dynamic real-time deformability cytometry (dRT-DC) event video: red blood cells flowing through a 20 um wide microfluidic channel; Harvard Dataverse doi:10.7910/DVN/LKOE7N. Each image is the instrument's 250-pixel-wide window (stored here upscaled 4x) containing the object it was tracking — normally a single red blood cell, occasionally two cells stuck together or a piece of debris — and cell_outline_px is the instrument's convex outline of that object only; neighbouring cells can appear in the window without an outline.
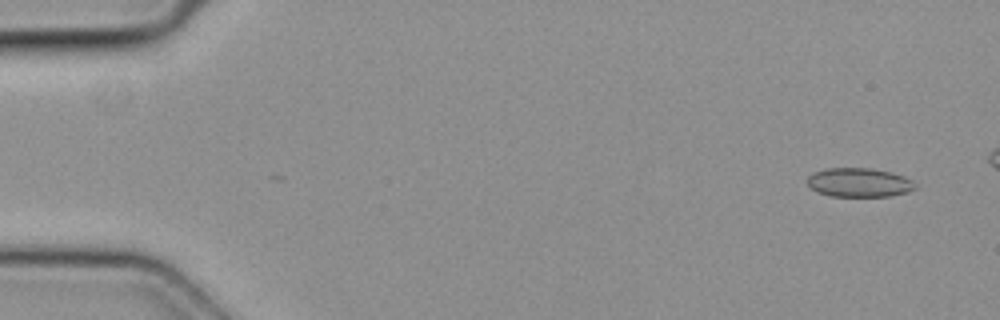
{"species": "common noctule bat (a hibernating species)", "species_latin": "Nyctalus noctula", "temperature_condition": "cold", "stored_images_in_passage": 15, "camera_frame_rate_fps": 3000, "um_per_image_px": 0.085, "animal": {"sex": "female", "body_mass_g": 19.3, "forearm_length_mm": 54.1}, "frame": {"image": 1, "passage_image": 3, "time_ms": 0.667, "image_size_px": [1000, 320], "cell_outline_px": [[916, 188], [908, 192], [888, 196], [832, 196], [816, 192], [808, 184], [808, 176], [812, 172], [828, 168], [872, 168], [892, 172], [904, 176], [912, 180], [916, 184]], "centroid_in_image_um": [73.04, 15.5], "position_along_channel_um": 12.0, "area_um2": 18.32}}